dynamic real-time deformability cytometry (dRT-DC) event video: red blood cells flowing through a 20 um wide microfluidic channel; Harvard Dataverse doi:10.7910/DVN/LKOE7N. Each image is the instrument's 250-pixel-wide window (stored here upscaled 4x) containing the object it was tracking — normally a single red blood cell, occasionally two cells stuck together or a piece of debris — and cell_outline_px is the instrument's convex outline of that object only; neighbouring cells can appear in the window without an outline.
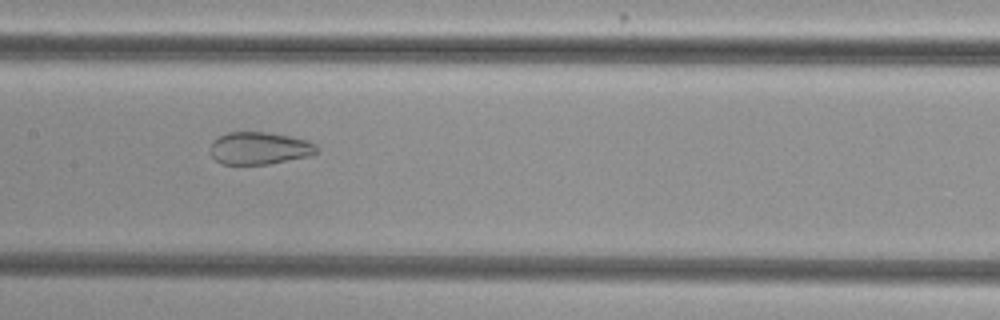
{"species": "common noctule bat (a hibernating species)", "species_latin": "Nyctalus noctula", "temperature_condition": "cold", "stored_images_in_passage": 44, "camera_frame_rate_fps": 3000, "um_per_image_px": 0.085, "animal": {"sex": "female", "body_mass_g": 29.2, "forearm_length_mm": 56.3}, "frame": {"image": 1, "passage_image": 21, "time_ms": 6.667, "image_size_px": [1000, 320], "cell_outline_px": [[316, 152], [308, 156], [268, 164], [224, 164], [216, 160], [212, 156], [212, 140], [228, 132], [268, 132], [308, 140], [316, 144]], "centroid_in_image_um": [22.05, 12.59], "position_along_channel_um": 185.4, "area_um2": 19.83}}
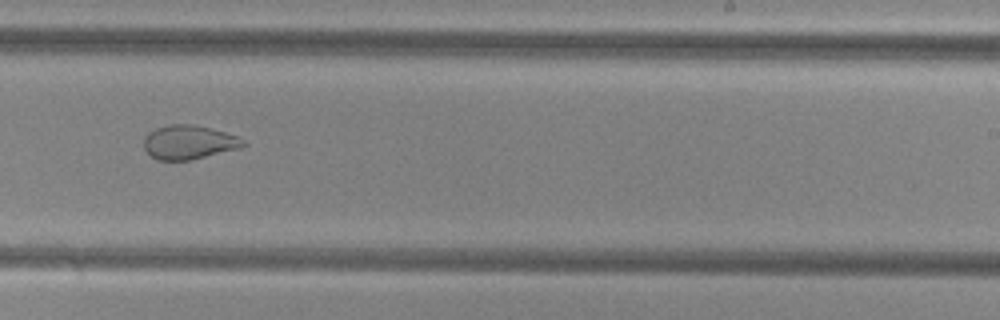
{"frame": {"image": 2, "passage_image": 28, "time_ms": 9.0, "image_size_px": [1000, 320], "cell_outline_px": [[248, 144], [240, 148], [192, 160], [156, 160], [144, 148], [144, 136], [148, 132], [156, 128], [168, 124], [192, 124], [212, 128], [240, 136], [248, 140]], "centroid_in_image_um": [16.11, 12.08], "position_along_channel_um": 272.9, "area_um2": 20.11}}
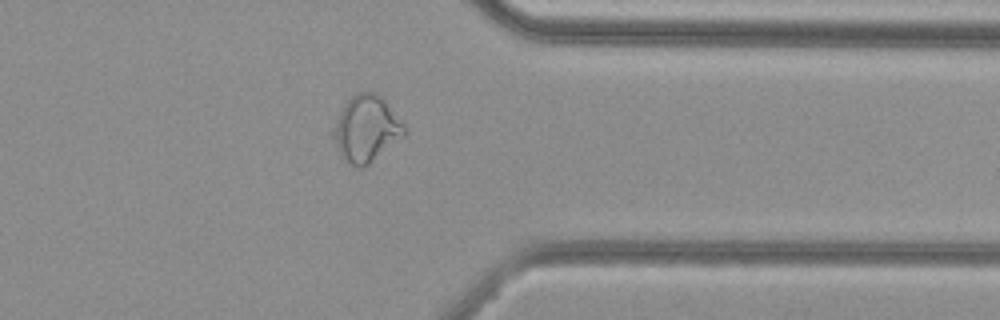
{"frame": {"image": 3, "passage_image": 37, "time_ms": 12.0, "image_size_px": [1000, 320], "cell_outline_px": [[408, 132], [404, 136], [368, 164], [360, 168], [348, 164], [340, 156], [332, 136], [332, 128], [344, 104], [356, 92], [376, 92], [384, 100], [404, 124]], "centroid_in_image_um": [31.12, 10.95], "position_along_channel_um": 380.3, "area_um2": 27.28}}